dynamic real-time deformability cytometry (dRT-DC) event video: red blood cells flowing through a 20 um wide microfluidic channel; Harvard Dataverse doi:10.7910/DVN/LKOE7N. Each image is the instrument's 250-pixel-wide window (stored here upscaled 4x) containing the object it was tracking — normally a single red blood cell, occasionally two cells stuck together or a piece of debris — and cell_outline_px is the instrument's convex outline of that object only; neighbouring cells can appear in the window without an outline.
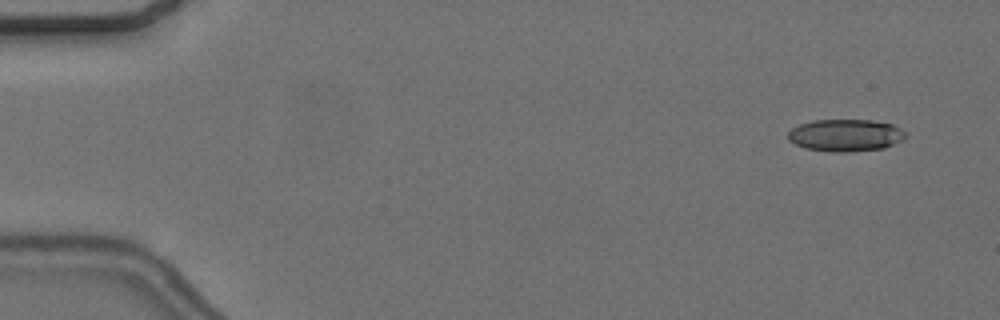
{"species": "common noctule bat (a hibernating species)", "species_latin": "Nyctalus noctula", "temperature_condition": "cold", "stored_images_in_passage": 57, "camera_frame_rate_fps": 3000, "um_per_image_px": 0.085, "animal": {"sex": "female", "body_mass_g": 24.6, "forearm_length_mm": 56.2}, "frame": {"image": 1, "passage_image": 4, "time_ms": 1.0, "image_size_px": [1000, 320], "cell_outline_px": [[908, 136], [904, 140], [884, 148], [848, 152], [832, 152], [808, 148], [796, 144], [788, 140], [788, 132], [792, 128], [800, 124], [812, 120], [868, 120], [892, 124], [900, 128]], "centroid_in_image_um": [71.89, 11.5], "position_along_channel_um": 13.1, "area_um2": 22.02}}
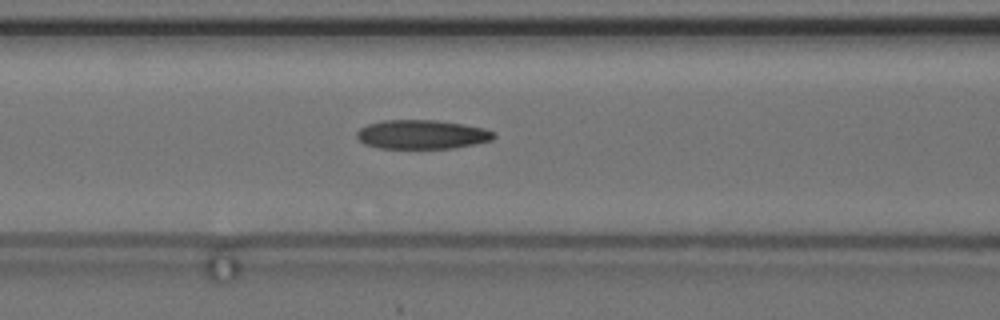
{"frame": {"image": 2, "passage_image": 24, "time_ms": 7.667, "image_size_px": [1000, 320], "cell_outline_px": [[496, 136], [492, 140], [452, 148], [380, 148], [364, 144], [356, 136], [356, 132], [360, 128], [368, 124], [384, 120], [436, 120], [464, 124], [484, 128], [492, 132]], "centroid_in_image_um": [35.84, 11.42], "position_along_channel_um": 130.8, "area_um2": 23.06}}
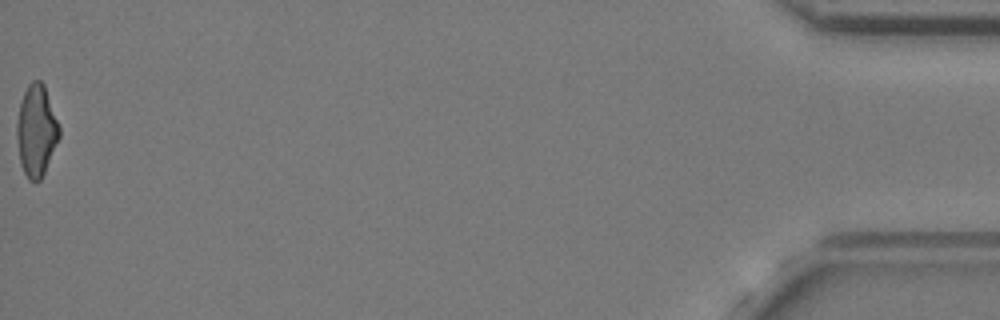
{"frame": {"image": 3, "passage_image": 57, "time_ms": 18.667, "image_size_px": [1000, 320], "cell_outline_px": [[60, 136], [44, 172], [40, 180], [28, 180], [20, 164], [16, 136], [16, 124], [20, 104], [24, 92], [28, 84], [32, 80], [40, 80], [44, 84], [60, 128]], "centroid_in_image_um": [3.08, 11.09], "position_along_channel_um": 432.1, "area_um2": 22.48}, "authors_computed_cell_mechanics": {"area_um2": 23.12, "velocity_mm_per_s": 3.6546, "shape_relaxation_time_tau1_ms": 11.1463, "shape_relaxation_time_tau2_ms": 4.8137, "deformation_change_tau1": 0.2397, "deformation_change_tau2": 0.1351}}